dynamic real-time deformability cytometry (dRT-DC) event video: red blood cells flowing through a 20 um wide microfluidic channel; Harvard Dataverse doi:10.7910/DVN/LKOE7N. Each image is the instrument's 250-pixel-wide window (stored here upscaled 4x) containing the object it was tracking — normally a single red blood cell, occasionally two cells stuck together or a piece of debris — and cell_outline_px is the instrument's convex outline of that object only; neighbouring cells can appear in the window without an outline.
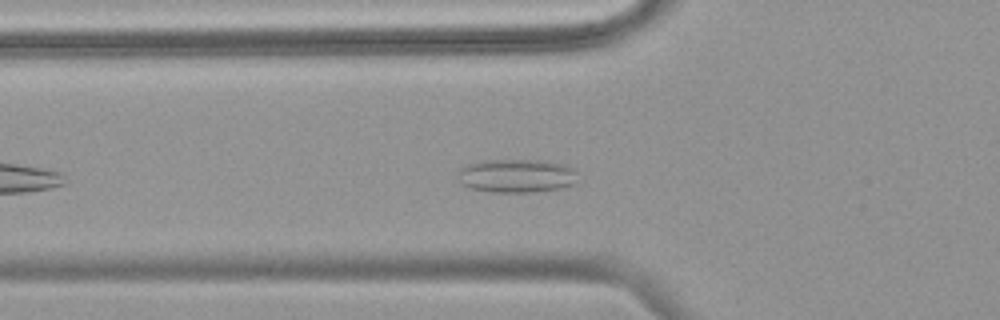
{"species": "common noctule bat (a hibernating species)", "species_latin": "Nyctalus noctula", "temperature_condition": "warm", "stored_images_in_passage": 35, "camera_frame_rate_fps": 3000, "um_per_image_px": 0.085, "animal": {"sex": "female", "body_mass_g": 18.4}, "frame": {"image": 1, "passage_image": 9, "time_ms": 2.667, "image_size_px": [1000, 320], "cell_outline_px": [[568, 184], [552, 188], [516, 192], [476, 188], [468, 184], [468, 168], [480, 164], [544, 164], [564, 168]], "centroid_in_image_um": [43.89, 15.05], "position_along_channel_um": 81.9, "area_um2": 17.28}}
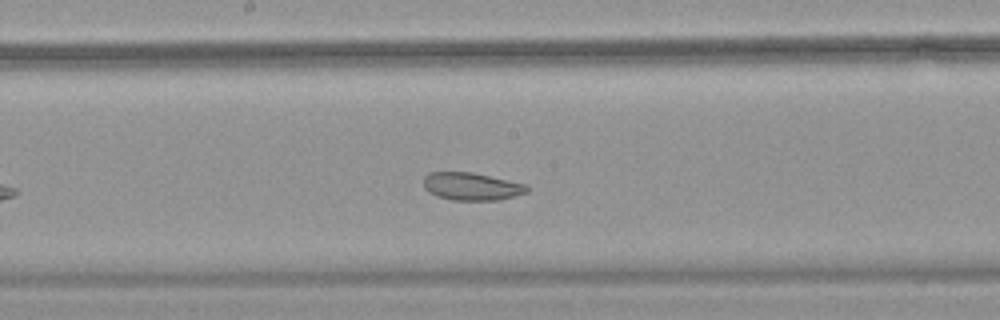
{"frame": {"image": 2, "passage_image": 19, "time_ms": 6.0, "image_size_px": [1000, 320], "cell_outline_px": [[528, 188], [524, 192], [512, 196], [492, 200], [456, 200], [440, 196], [432, 192], [424, 184], [424, 180], [432, 172], [468, 172], [524, 184]], "centroid_in_image_um": [40.08, 15.84], "position_along_channel_um": 208.1, "area_um2": 15.61}}
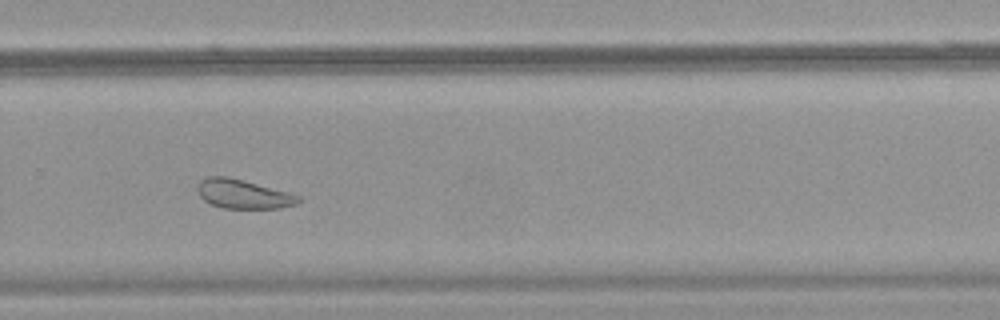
{"frame": {"image": 3, "passage_image": 27, "time_ms": 8.667, "image_size_px": [1000, 320], "cell_outline_px": [[300, 200], [292, 204], [276, 208], [224, 208], [212, 204], [204, 200], [200, 196], [200, 184], [204, 180], [212, 176], [224, 176], [240, 180], [284, 192]], "centroid_in_image_um": [20.58, 16.51], "position_along_channel_um": 309.2, "area_um2": 15.72}, "authors_computed_cell_mechanics": {"area_um2": 15.9528, "velocity_mm_per_s": 3.7968, "shape_relaxation_time_tau1_ms": null, "shape_relaxation_time_tau2_ms": 1.9485, "deformation_change_tau1": null, "deformation_change_tau2": 0.0771}}